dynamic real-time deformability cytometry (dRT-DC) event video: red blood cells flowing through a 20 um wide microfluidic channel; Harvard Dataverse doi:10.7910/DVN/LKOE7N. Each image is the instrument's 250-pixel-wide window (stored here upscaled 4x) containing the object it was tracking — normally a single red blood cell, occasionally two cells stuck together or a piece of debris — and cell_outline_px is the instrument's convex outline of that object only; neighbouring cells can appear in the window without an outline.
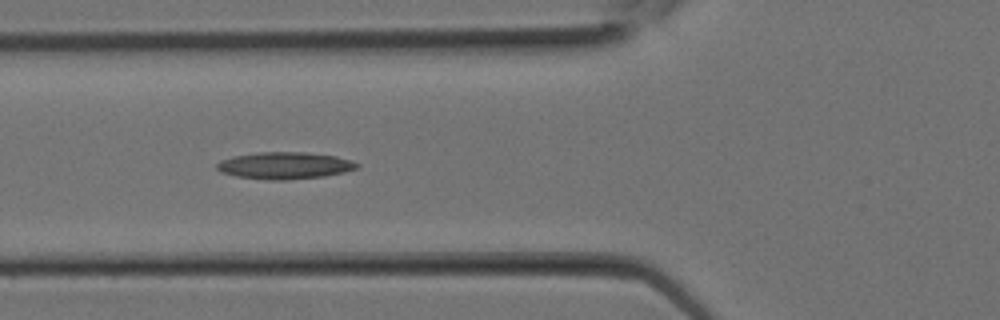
{"species": "Egyptian fruit bat (a non-hibernating species)", "species_latin": "Rousettus aegyptiacus", "temperature_condition": "room temperature", "stored_images_in_passage": 5, "camera_frame_rate_fps": 3000, "um_per_image_px": 0.085, "animal": {"sex": "female"}, "frame": {"image": 1, "passage_image": 2, "time_ms": 0.333, "image_size_px": [1000, 320], "cell_outline_px": [[360, 164], [356, 168], [344, 172], [324, 176], [288, 180], [268, 180], [236, 176], [220, 172], [216, 168], [216, 164], [220, 160], [232, 156], [256, 152], [304, 152], [336, 156], [352, 160]], "centroid_in_image_um": [24.17, 14.07], "position_along_channel_um": 101.6, "area_um2": 22.14}}
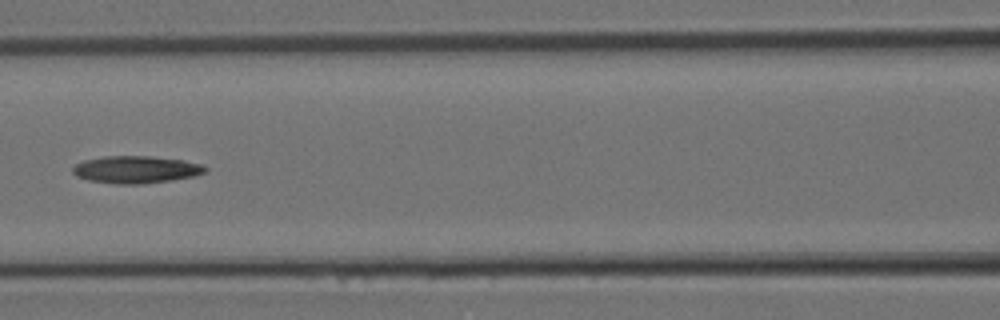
{"frame": {"image": 2, "passage_image": 4, "time_ms": 1.0, "image_size_px": [1000, 320], "cell_outline_px": [[208, 172], [192, 176], [172, 180], [140, 184], [116, 184], [88, 180], [76, 176], [72, 172], [72, 168], [76, 164], [84, 160], [104, 156], [148, 156], [184, 160], [200, 164], [208, 168]], "centroid_in_image_um": [11.55, 14.41], "position_along_channel_um": 155.0, "area_um2": 21.1}}